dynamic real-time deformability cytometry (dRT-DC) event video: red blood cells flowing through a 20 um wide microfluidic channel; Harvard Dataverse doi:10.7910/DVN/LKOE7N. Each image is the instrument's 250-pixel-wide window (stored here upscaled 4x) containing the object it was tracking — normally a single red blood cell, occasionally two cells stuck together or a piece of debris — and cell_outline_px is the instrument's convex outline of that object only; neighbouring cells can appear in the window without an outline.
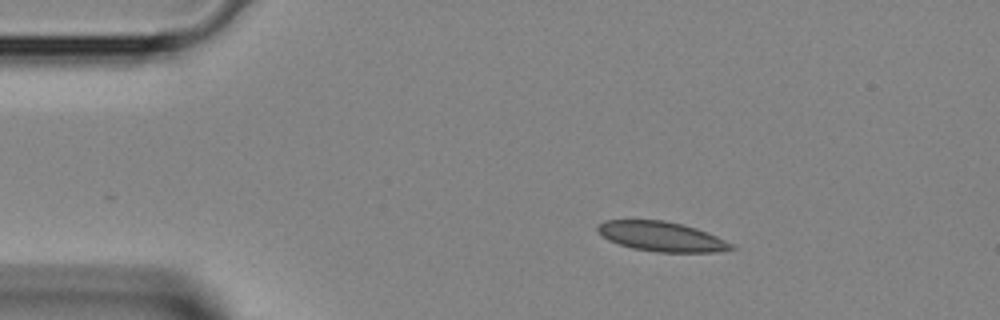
{"species": "Egyptian fruit bat (a non-hibernating species)", "species_latin": "Rousettus aegyptiacus", "temperature_condition": "room temperature", "stored_images_in_passage": 2, "camera_frame_rate_fps": 3000, "um_per_image_px": 0.085, "animal": {"sex": "female"}, "frame": {"image": 1, "passage_image": 1, "time_ms": 0.0, "image_size_px": [1000, 320], "cell_outline_px": [[736, 248], [716, 252], [656, 252], [632, 248], [608, 240], [596, 228], [604, 220], [664, 220], [696, 228], [716, 236], [732, 244]], "centroid_in_image_um": [56.23, 20.11], "position_along_channel_um": 28.8, "area_um2": 22.83}}